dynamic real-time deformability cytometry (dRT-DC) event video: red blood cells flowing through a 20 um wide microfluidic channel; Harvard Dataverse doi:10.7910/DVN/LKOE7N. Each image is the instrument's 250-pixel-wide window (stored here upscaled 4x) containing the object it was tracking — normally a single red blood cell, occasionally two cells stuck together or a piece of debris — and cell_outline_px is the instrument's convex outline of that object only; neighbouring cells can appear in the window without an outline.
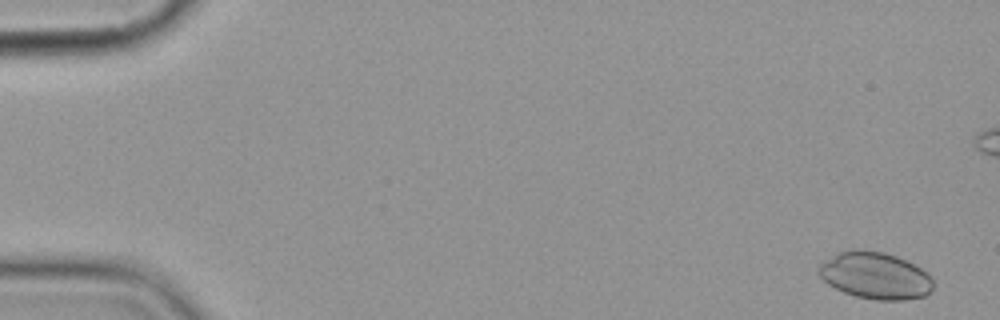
{"species": "common noctule bat (a hibernating species)", "species_latin": "Nyctalus noctula", "temperature_condition": "cold", "stored_images_in_passage": 6, "camera_frame_rate_fps": 3000, "um_per_image_px": 0.085, "animal": {"sex": "female", "body_mass_g": 19.9}, "frame": {"image": 1, "passage_image": 1, "time_ms": 0.0, "image_size_px": [1000, 320], "cell_outline_px": [[932, 288], [924, 296], [904, 300], [876, 300], [856, 296], [844, 292], [828, 284], [820, 276], [816, 268], [820, 260], [836, 252], [884, 252], [896, 256], [920, 268], [932, 280]], "centroid_in_image_um": [74.32, 23.44], "position_along_channel_um": 10.7, "area_um2": 30.69}}